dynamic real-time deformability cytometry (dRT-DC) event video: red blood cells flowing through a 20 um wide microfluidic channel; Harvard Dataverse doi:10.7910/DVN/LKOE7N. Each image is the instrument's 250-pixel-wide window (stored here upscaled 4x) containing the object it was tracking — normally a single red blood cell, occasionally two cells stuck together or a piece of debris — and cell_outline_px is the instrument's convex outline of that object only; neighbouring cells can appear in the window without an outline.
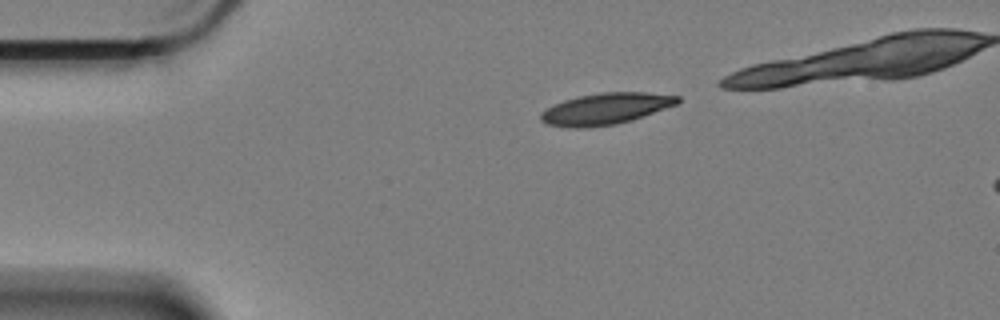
{"species": "Egyptian fruit bat (a non-hibernating species)", "species_latin": "Rousettus aegyptiacus", "temperature_condition": "cold", "stored_images_in_passage": 40, "camera_frame_rate_fps": 3000, "um_per_image_px": 0.085, "animal": {"sex": "female"}, "frame": {"image": 1, "passage_image": 1, "time_ms": 0.0, "image_size_px": [1000, 320], "cell_outline_px": [[680, 100], [676, 104], [632, 120], [616, 124], [588, 128], [568, 128], [548, 124], [540, 120], [540, 112], [564, 100], [576, 96], [600, 92], [648, 92], [680, 96]], "centroid_in_image_um": [51.46, 9.24], "position_along_channel_um": 33.5, "area_um2": 25.09}}
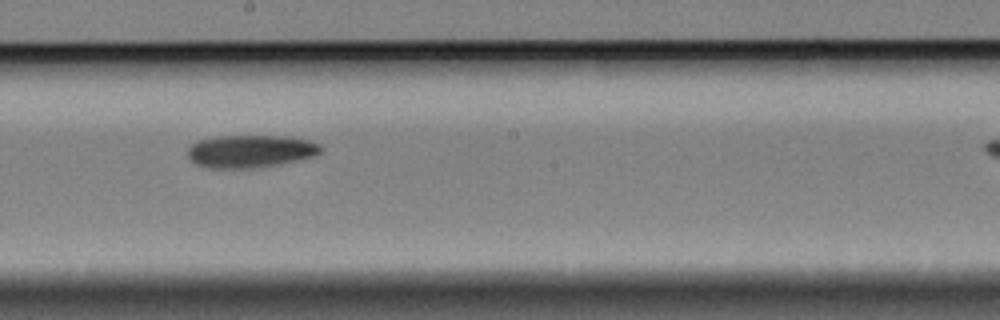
{"frame": {"image": 2, "passage_image": 22, "time_ms": 7.0, "image_size_px": [1000, 320], "cell_outline_px": [[324, 148], [316, 156], [280, 164], [256, 168], [208, 168], [196, 164], [188, 156], [188, 148], [196, 140], [216, 136], [288, 136], [308, 140], [320, 144]], "centroid_in_image_um": [21.31, 12.85], "position_along_channel_um": 226.9, "area_um2": 25.61}}
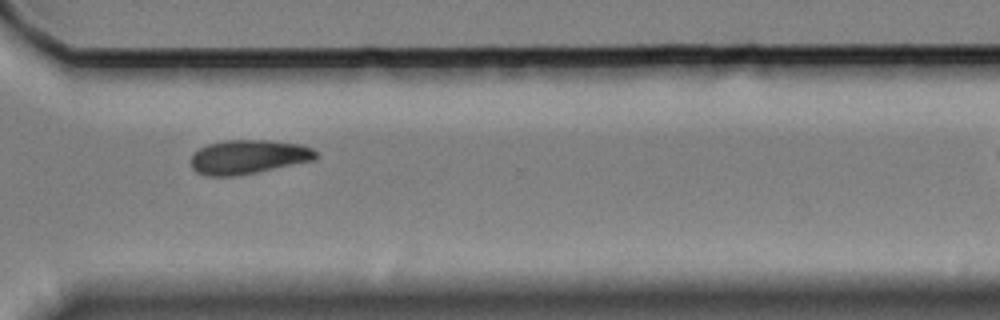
{"frame": {"image": 3, "passage_image": 33, "time_ms": 10.667, "image_size_px": [1000, 320], "cell_outline_px": [[320, 156], [316, 160], [256, 172], [232, 176], [208, 176], [196, 172], [192, 168], [192, 152], [208, 144], [224, 140], [268, 140], [300, 144], [312, 148]], "centroid_in_image_um": [21.13, 13.33], "position_along_channel_um": 349.5, "area_um2": 24.91}}